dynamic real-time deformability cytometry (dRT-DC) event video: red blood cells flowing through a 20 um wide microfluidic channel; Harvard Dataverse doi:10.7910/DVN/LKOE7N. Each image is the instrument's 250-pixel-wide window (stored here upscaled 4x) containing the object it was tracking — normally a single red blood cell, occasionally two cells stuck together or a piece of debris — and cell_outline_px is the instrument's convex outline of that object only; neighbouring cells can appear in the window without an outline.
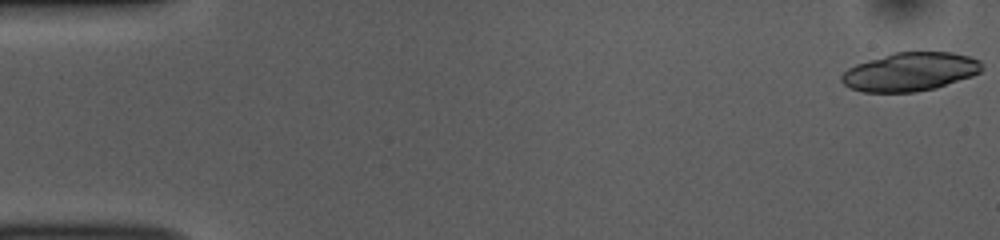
{"species": "common noctule bat (a hibernating species)", "species_latin": "Nyctalus noctula", "temperature_condition": "room temperature", "stored_images_in_passage": 19, "camera_frame_rate_fps": 3000, "um_per_image_px": 0.085, "animal": {"sex": "female", "body_mass_g": 10.0, "forearm_length_mm": 53.1}, "frame": {"image": 1, "passage_image": 1, "time_ms": 0.0, "image_size_px": [1000, 240], "cell_outline_px": [[984, 68], [980, 72], [972, 76], [936, 88], [916, 92], [864, 92], [852, 88], [844, 84], [840, 80], [840, 76], [848, 68], [856, 64], [892, 52], [952, 52], [968, 56], [980, 60]], "centroid_in_image_um": [77.37, 6.1], "position_along_channel_um": 7.6, "area_um2": 31.62}}